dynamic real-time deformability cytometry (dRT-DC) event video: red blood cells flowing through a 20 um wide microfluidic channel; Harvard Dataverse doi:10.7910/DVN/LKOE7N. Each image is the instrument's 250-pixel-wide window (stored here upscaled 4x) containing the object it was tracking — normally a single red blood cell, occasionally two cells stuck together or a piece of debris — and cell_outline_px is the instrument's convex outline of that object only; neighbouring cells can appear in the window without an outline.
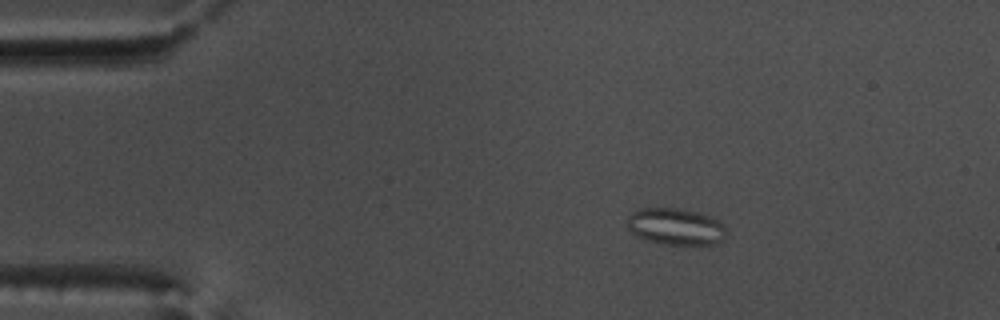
{"species": "common noctule bat (a hibernating species)", "species_latin": "Nyctalus noctula", "temperature_condition": "warm", "stored_images_in_passage": 54, "camera_frame_rate_fps": 3000, "um_per_image_px": 0.085, "animal": {"sex": "male", "body_mass_g": 17.5, "forearm_length_mm": 52.3}, "frame": {"image": 1, "passage_image": 9, "time_ms": 2.667, "image_size_px": [1000, 320], "cell_outline_px": [[728, 232], [724, 240], [716, 244], [664, 244], [648, 240], [636, 236], [628, 228], [628, 216], [632, 212], [640, 208], [676, 208], [700, 212], [724, 224]], "centroid_in_image_um": [57.46, 19.26], "position_along_channel_um": 27.5, "area_um2": 21.27}}
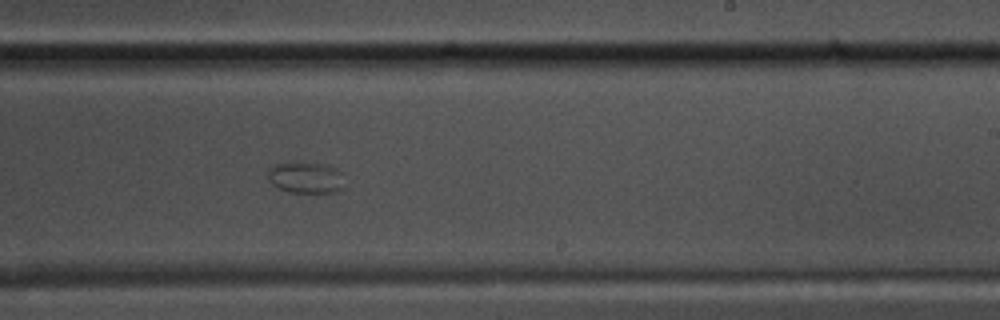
{"frame": {"image": 2, "passage_image": 33, "time_ms": 10.667, "image_size_px": [1000, 320], "cell_outline_px": [[340, 188], [336, 192], [288, 192], [272, 184], [264, 176], [268, 168], [272, 164], [324, 164], [336, 168], [340, 172]], "centroid_in_image_um": [25.87, 15.1], "position_along_channel_um": 263.1, "area_um2": 13.53}}
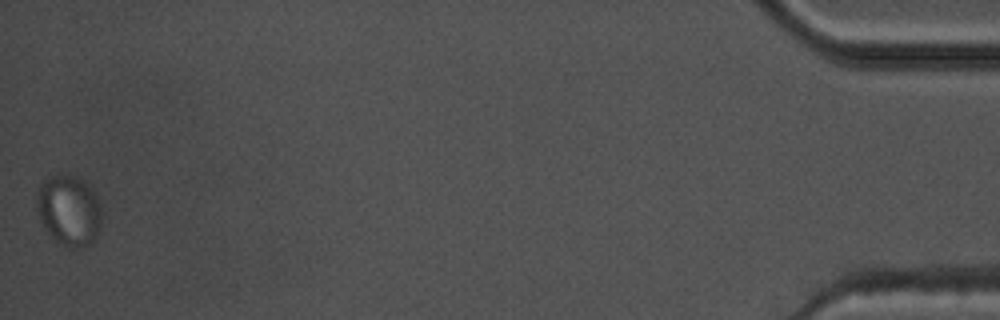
{"frame": {"image": 3, "passage_image": 54, "time_ms": 17.667, "image_size_px": [1000, 320], "cell_outline_px": [[104, 212], [100, 228], [96, 236], [84, 248], [68, 248], [56, 244], [40, 224], [36, 204], [36, 196], [40, 188], [52, 176], [76, 176], [92, 192]], "centroid_in_image_um": [5.85, 17.99], "position_along_channel_um": 429.3, "area_um2": 26.65}}